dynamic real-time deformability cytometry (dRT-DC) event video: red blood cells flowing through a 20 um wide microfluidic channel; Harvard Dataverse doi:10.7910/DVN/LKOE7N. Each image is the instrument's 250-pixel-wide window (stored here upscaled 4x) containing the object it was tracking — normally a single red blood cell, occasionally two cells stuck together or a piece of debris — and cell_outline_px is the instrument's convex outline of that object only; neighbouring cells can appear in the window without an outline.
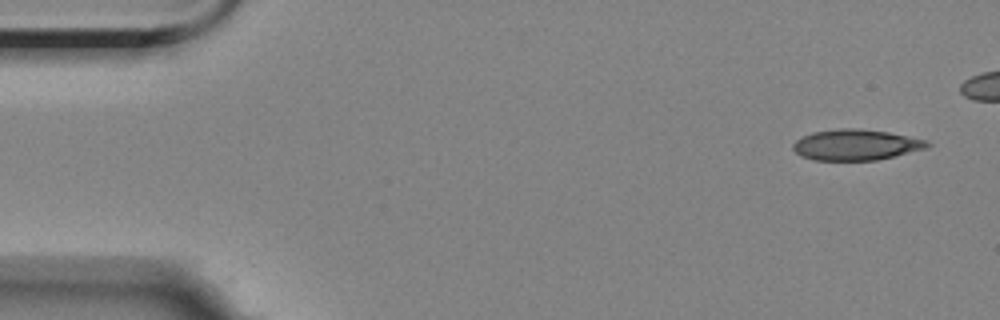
{"species": "Egyptian fruit bat (a non-hibernating species)", "species_latin": "Rousettus aegyptiacus", "temperature_condition": "room temperature", "stored_images_in_passage": 5, "camera_frame_rate_fps": 3000, "um_per_image_px": 0.085, "animal": {"sex": "female"}, "frame": {"image": 1, "passage_image": 1, "time_ms": 0.0, "image_size_px": [1000, 320], "cell_outline_px": [[932, 144], [928, 148], [876, 160], [812, 160], [796, 152], [792, 148], [792, 144], [796, 140], [812, 132], [840, 128], [856, 128], [888, 132], [928, 140]], "centroid_in_image_um": [72.78, 12.3], "position_along_channel_um": 12.2, "area_um2": 24.04}}